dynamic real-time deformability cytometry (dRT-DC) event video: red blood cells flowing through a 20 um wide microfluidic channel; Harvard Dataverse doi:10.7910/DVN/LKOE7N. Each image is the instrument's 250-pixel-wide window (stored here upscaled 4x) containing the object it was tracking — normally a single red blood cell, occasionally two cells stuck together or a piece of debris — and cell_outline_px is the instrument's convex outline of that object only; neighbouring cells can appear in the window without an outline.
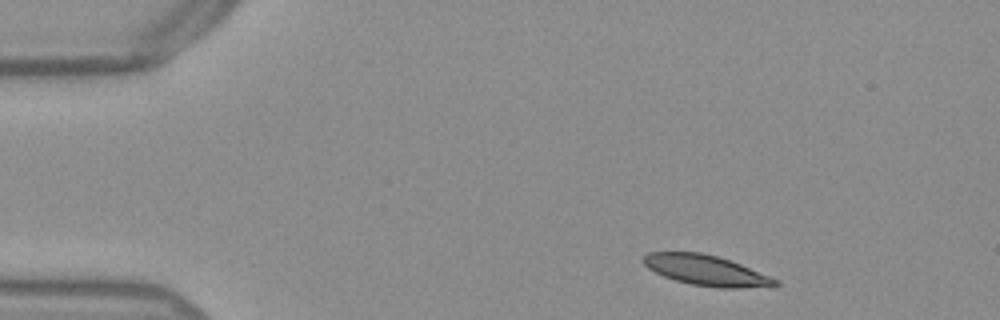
{"species": "Egyptian fruit bat (a non-hibernating species)", "species_latin": "Rousettus aegyptiacus", "temperature_condition": "warm", "stored_images_in_passage": 46, "camera_frame_rate_fps": 3000, "um_per_image_px": 0.085, "frame": {"image": 1, "passage_image": 1, "time_ms": 0.0, "image_size_px": [1000, 320], "cell_outline_px": [[780, 284], [776, 288], [720, 288], [692, 284], [676, 280], [664, 276], [648, 268], [644, 264], [644, 256], [648, 252], [700, 252], [716, 256], [740, 264], [768, 276], [776, 280]], "centroid_in_image_um": [60.07, 23.0], "position_along_channel_um": 24.9, "area_um2": 23.18}}
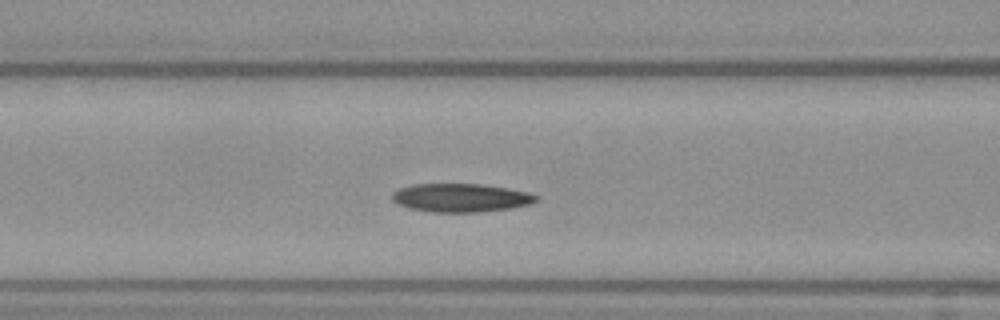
{"frame": {"image": 2, "passage_image": 15, "time_ms": 4.667, "image_size_px": [1000, 320], "cell_outline_px": [[540, 196], [536, 200], [528, 204], [512, 208], [476, 212], [432, 212], [408, 208], [396, 204], [392, 200], [392, 192], [400, 188], [412, 184], [480, 184], [508, 188], [528, 192]], "centroid_in_image_um": [39.13, 16.81], "position_along_channel_um": 127.5, "area_um2": 23.93}}
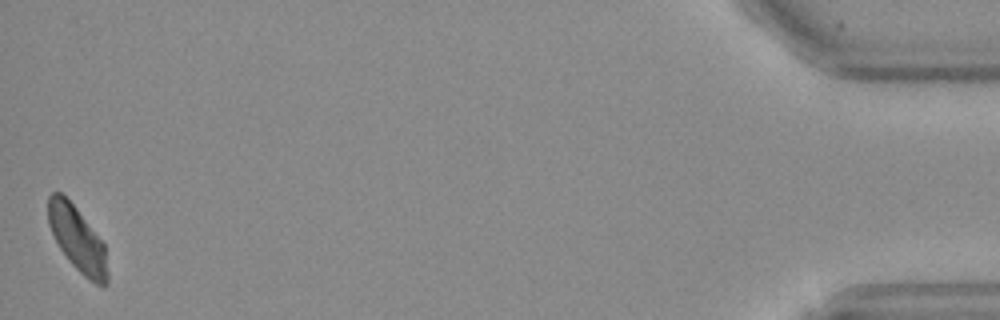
{"frame": {"image": 3, "passage_image": 46, "time_ms": 15.0, "image_size_px": [1000, 320], "cell_outline_px": [[108, 284], [104, 288], [88, 280], [68, 260], [60, 248], [48, 224], [48, 196], [52, 192], [60, 192], [76, 208], [104, 244], [108, 272]], "centroid_in_image_um": [6.59, 20.37], "position_along_channel_um": 428.6, "area_um2": 22.25}}